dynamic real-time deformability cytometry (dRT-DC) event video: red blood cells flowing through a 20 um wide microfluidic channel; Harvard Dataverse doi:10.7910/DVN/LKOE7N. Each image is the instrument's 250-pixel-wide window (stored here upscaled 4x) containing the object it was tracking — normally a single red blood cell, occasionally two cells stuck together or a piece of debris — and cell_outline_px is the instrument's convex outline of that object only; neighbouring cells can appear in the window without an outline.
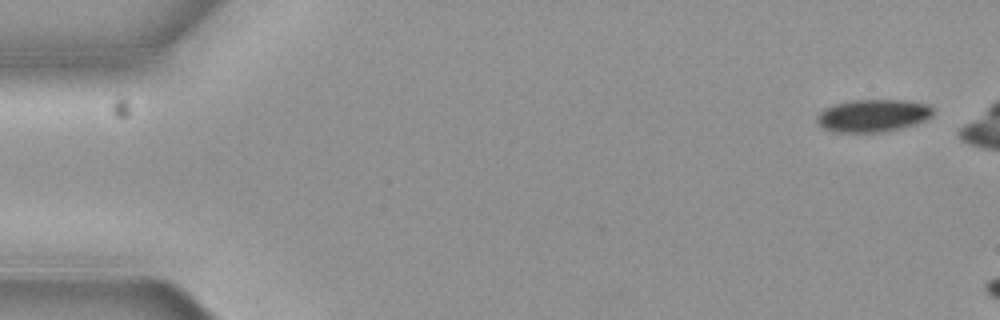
{"species": "common noctule bat (a hibernating species)", "species_latin": "Nyctalus noctula", "temperature_condition": "cold", "stored_images_in_passage": 3, "camera_frame_rate_fps": 3000, "um_per_image_px": 0.085, "animal": {"sex": "female", "body_mass_g": 19.3, "forearm_length_mm": 54.1}, "frame": {"image": 1, "passage_image": 1, "time_ms": 0.0, "image_size_px": [1000, 320], "cell_outline_px": [[932, 116], [916, 124], [884, 132], [832, 132], [824, 128], [816, 120], [816, 116], [824, 108], [832, 104], [852, 100], [904, 100], [928, 104], [932, 108]], "centroid_in_image_um": [74.17, 9.82], "position_along_channel_um": 10.8, "area_um2": 22.08}}